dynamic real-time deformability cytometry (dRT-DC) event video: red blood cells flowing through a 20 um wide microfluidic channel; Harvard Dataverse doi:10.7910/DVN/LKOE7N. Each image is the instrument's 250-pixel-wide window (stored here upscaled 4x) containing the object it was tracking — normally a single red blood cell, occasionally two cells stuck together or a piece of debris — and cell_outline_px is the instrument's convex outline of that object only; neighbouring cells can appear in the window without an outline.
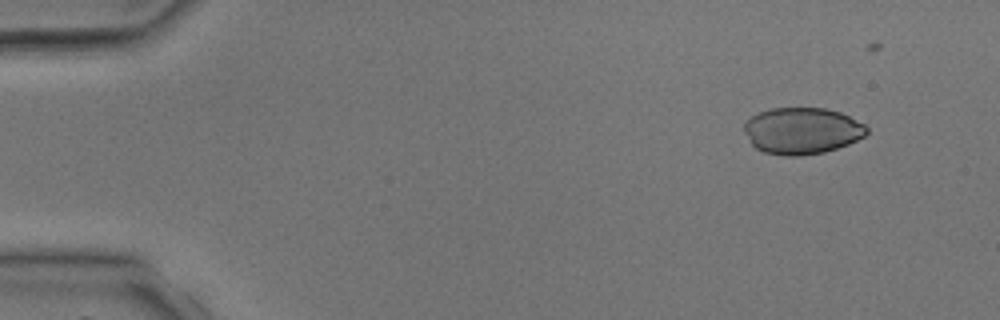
{"species": "common noctule bat (a hibernating species)", "species_latin": "Nyctalus noctula", "temperature_condition": "room temperature", "stored_images_in_passage": 3, "camera_frame_rate_fps": 3000, "um_per_image_px": 0.085, "animal": {"sex": "male", "body_mass_g": 17.9, "forearm_length_mm": 54.2}, "frame": {"image": 1, "passage_image": 1, "time_ms": 0.0, "image_size_px": [1000, 320], "cell_outline_px": [[868, 132], [864, 136], [848, 144], [824, 152], [800, 156], [788, 156], [764, 152], [756, 148], [752, 144], [744, 132], [744, 124], [752, 116], [768, 108], [824, 108], [840, 112], [864, 124], [868, 128]], "centroid_in_image_um": [68.16, 11.11], "position_along_channel_um": 16.8, "area_um2": 33.12}}